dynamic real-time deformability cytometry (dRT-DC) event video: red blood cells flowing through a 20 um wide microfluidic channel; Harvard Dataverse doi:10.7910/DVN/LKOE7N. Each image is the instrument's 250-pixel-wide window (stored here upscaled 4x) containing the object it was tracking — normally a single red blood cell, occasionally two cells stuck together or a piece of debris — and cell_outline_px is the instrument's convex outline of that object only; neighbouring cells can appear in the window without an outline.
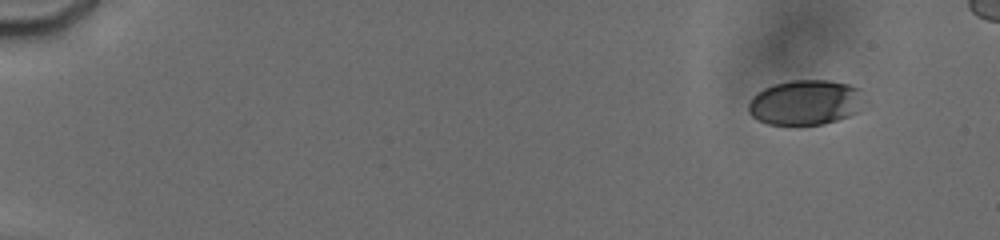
{"species": "human", "species_latin": "Homo sapiens", "temperature_condition": "cold", "stored_images_in_passage": 16, "camera_frame_rate_fps": 3000, "um_per_image_px": 0.085, "donor": {"sex": "male"}, "frame": {"image": 1, "passage_image": 3, "time_ms": 2.0, "image_size_px": [1000, 240], "cell_outline_px": [[856, 112], [848, 116], [824, 124], [768, 124], [756, 120], [748, 112], [748, 104], [752, 96], [756, 92], [764, 88], [776, 84], [792, 80], [828, 80], [848, 84], [856, 88]], "centroid_in_image_um": [68.29, 8.71], "position_along_channel_um": 16.7, "area_um2": 29.48}}
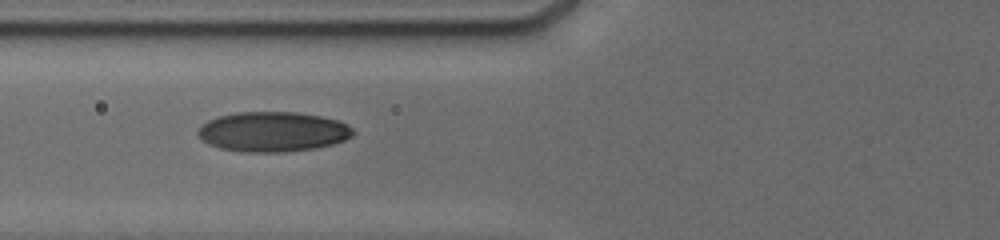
{"frame": {"image": 2, "passage_image": 14, "time_ms": 8.333, "image_size_px": [1000, 240], "cell_outline_px": [[356, 132], [352, 136], [344, 140], [332, 144], [316, 148], [284, 152], [244, 152], [220, 148], [208, 144], [200, 140], [196, 132], [208, 120], [220, 116], [236, 112], [296, 112], [320, 116], [336, 120], [348, 124]], "centroid_in_image_um": [23.19, 11.2], "position_along_channel_um": 102.6, "area_um2": 36.18}}
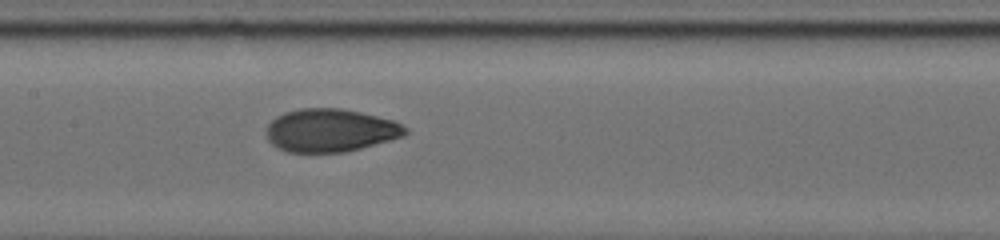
{"frame": {"image": 3, "passage_image": 16, "time_ms": 10.333, "image_size_px": [1000, 240], "cell_outline_px": [[408, 132], [404, 136], [360, 148], [344, 152], [288, 152], [276, 148], [268, 140], [268, 124], [276, 116], [284, 112], [300, 108], [340, 108], [360, 112], [392, 120], [408, 128]], "centroid_in_image_um": [28.07, 11.08], "position_along_channel_um": 179.3, "area_um2": 34.68}}